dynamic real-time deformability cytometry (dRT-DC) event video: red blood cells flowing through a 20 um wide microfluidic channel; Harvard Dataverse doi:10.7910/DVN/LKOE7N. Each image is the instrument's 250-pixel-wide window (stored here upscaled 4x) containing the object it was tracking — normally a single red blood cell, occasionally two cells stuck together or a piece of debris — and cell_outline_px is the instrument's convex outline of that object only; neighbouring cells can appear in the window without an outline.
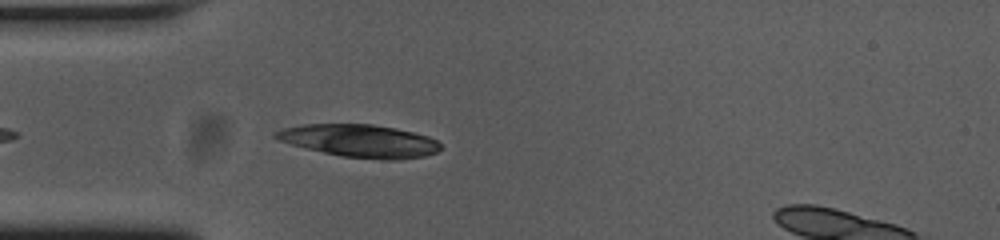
{"species": "common noctule bat (a hibernating species)", "species_latin": "Nyctalus noctula", "temperature_condition": "cold", "stored_images_in_passage": 36, "camera_frame_rate_fps": 3000, "um_per_image_px": 0.085, "animal": {"sex": "female", "body_mass_g": 23.0, "forearm_length_mm": 53.4}, "frame": {"image": 1, "passage_image": 5, "time_ms": 1.333, "image_size_px": [1000, 240], "cell_outline_px": [[440, 148], [436, 152], [424, 156], [396, 160], [388, 160], [344, 156], [324, 152], [292, 144], [280, 140], [272, 136], [272, 132], [284, 128], [304, 124], [372, 124], [396, 128], [428, 136], [436, 140], [440, 144]], "centroid_in_image_um": [30.58, 11.96], "position_along_channel_um": 54.4, "area_um2": 31.04}}